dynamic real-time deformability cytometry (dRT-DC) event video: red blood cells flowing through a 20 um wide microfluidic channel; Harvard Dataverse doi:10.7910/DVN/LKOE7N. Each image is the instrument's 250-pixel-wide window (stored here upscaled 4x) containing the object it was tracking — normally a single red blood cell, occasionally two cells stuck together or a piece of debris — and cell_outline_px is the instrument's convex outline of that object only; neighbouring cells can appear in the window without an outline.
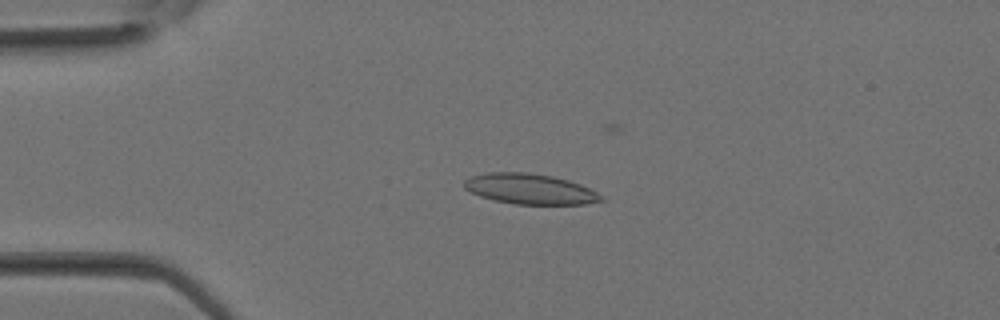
{"species": "Egyptian fruit bat (a non-hibernating species)", "species_latin": "Rousettus aegyptiacus", "temperature_condition": "room temperature", "stored_images_in_passage": 33, "camera_frame_rate_fps": 3000, "um_per_image_px": 0.085, "animal": {"sex": "female"}, "frame": {"image": 1, "passage_image": 7, "time_ms": 2.0, "image_size_px": [1000, 320], "cell_outline_px": [[608, 200], [584, 204], [512, 204], [480, 196], [464, 188], [464, 180], [472, 176], [488, 172], [528, 172], [552, 176], [568, 180], [580, 184], [604, 196]], "centroid_in_image_um": [45.08, 16.06], "position_along_channel_um": 39.9, "area_um2": 24.28}}
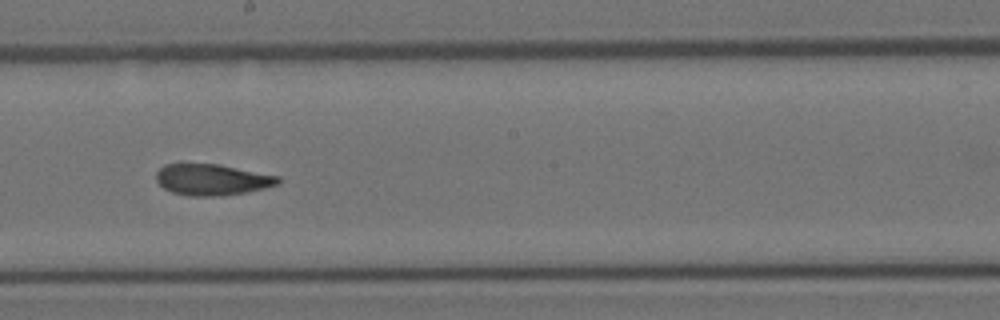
{"frame": {"image": 2, "passage_image": 18, "time_ms": 5.667, "image_size_px": [1000, 320], "cell_outline_px": [[280, 184], [248, 192], [220, 196], [188, 196], [172, 192], [164, 188], [156, 180], [156, 172], [164, 164], [180, 160], [184, 160], [220, 164], [280, 176]], "centroid_in_image_um": [17.97, 15.22], "position_along_channel_um": 230.2, "area_um2": 23.18}}
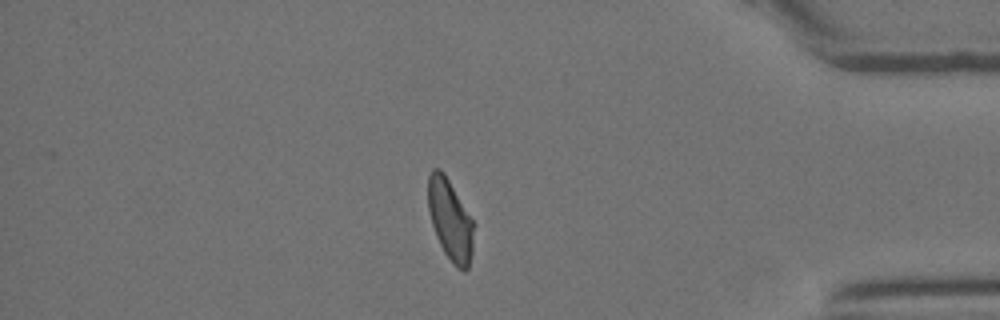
{"frame": {"image": 3, "passage_image": 28, "time_ms": 9.0, "image_size_px": [1000, 320], "cell_outline_px": [[472, 252], [468, 268], [464, 272], [456, 268], [452, 264], [444, 252], [436, 236], [432, 224], [428, 208], [428, 176], [432, 168], [440, 168], [444, 172], [472, 220]], "centroid_in_image_um": [38.23, 18.69], "position_along_channel_um": 397.0, "area_um2": 21.27}}